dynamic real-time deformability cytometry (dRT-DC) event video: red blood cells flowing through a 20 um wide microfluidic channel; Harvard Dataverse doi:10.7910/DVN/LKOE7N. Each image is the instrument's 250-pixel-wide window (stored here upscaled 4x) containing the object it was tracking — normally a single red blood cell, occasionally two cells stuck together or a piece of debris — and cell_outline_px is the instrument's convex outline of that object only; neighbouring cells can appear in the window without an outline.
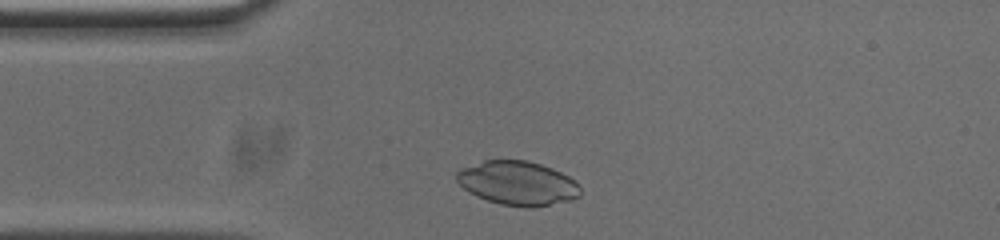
{"species": "common noctule bat (a hibernating species)", "species_latin": "Nyctalus noctula", "temperature_condition": "cold", "stored_images_in_passage": 32, "camera_frame_rate_fps": 3000, "um_per_image_px": 0.085, "animal": {"sex": "male", "body_mass_g": 20.0, "forearm_length_mm": 53.3}, "frame": {"image": 1, "passage_image": 3, "time_ms": 0.667, "image_size_px": [1000, 240], "cell_outline_px": [[580, 196], [572, 200], [532, 208], [524, 208], [500, 204], [476, 196], [468, 192], [456, 180], [456, 172], [460, 168], [484, 160], [528, 160], [552, 168], [568, 176], [580, 184]], "centroid_in_image_um": [44.0, 15.57], "position_along_channel_um": 41.0, "area_um2": 32.02}}
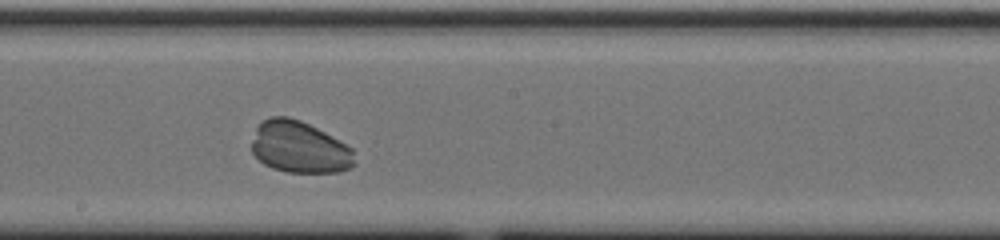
{"frame": {"image": 2, "passage_image": 19, "time_ms": 6.0, "image_size_px": [1000, 240], "cell_outline_px": [[356, 164], [352, 168], [340, 172], [288, 172], [272, 168], [264, 164], [252, 152], [252, 140], [256, 128], [264, 120], [272, 116], [288, 116], [300, 120], [324, 132], [352, 148]], "centroid_in_image_um": [25.46, 12.52], "position_along_channel_um": 222.7, "area_um2": 30.92}}
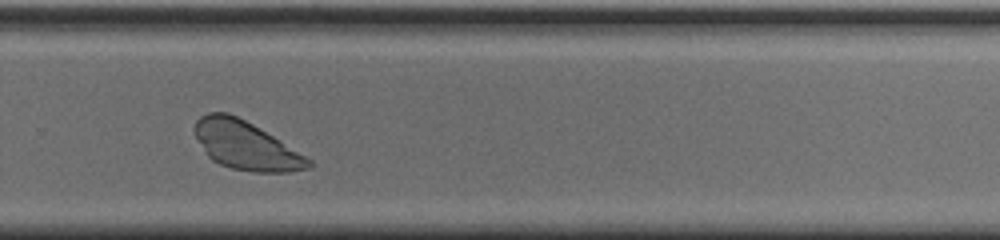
{"frame": {"image": 3, "passage_image": 26, "time_ms": 8.333, "image_size_px": [1000, 240], "cell_outline_px": [[312, 164], [308, 168], [288, 172], [252, 172], [232, 168], [220, 164], [212, 160], [208, 156], [196, 136], [192, 128], [196, 120], [200, 116], [208, 112], [228, 112], [252, 124], [312, 160]], "centroid_in_image_um": [20.85, 12.36], "position_along_channel_um": 308.9, "area_um2": 31.67}}